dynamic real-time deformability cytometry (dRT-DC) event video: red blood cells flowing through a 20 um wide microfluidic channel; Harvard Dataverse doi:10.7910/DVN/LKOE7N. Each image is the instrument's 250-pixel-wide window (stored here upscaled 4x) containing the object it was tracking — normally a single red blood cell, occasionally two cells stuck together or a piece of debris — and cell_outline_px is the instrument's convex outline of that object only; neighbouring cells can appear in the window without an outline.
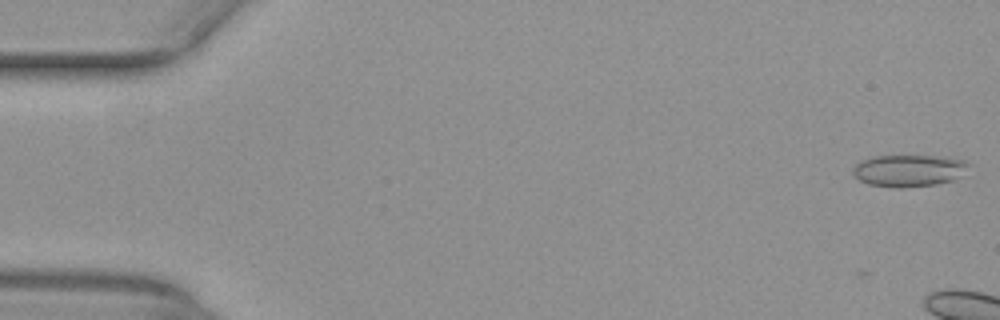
{"species": "common noctule bat (a hibernating species)", "species_latin": "Nyctalus noctula", "temperature_condition": "warm", "stored_images_in_passage": 2, "camera_frame_rate_fps": 3000, "um_per_image_px": 0.085, "animal": {"sex": "female", "body_mass_g": 29.2, "forearm_length_mm": 56.3}, "frame": {"image": 1, "passage_image": 2, "time_ms": 0.333, "image_size_px": [1000, 320], "cell_outline_px": [[968, 164], [952, 180], [936, 184], [900, 188], [892, 188], [868, 184], [860, 180], [852, 172], [852, 168], [860, 160], [872, 156], [944, 156], [964, 160]], "centroid_in_image_um": [77.15, 14.49], "position_along_channel_um": 7.9, "area_um2": 21.27}}